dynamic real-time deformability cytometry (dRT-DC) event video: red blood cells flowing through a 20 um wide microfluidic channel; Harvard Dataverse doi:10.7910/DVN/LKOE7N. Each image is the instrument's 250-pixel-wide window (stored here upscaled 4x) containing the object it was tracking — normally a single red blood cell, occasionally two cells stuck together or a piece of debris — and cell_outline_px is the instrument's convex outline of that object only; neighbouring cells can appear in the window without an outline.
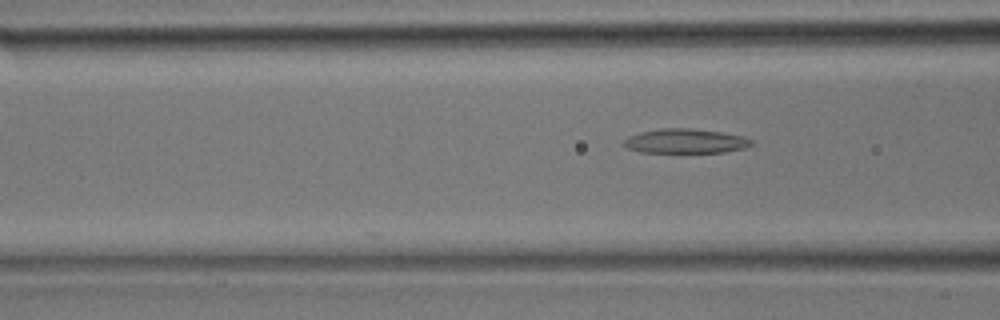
{"species": "common noctule bat (a hibernating species)", "species_latin": "Nyctalus noctula", "temperature_condition": "room temperature", "stored_images_in_passage": 6, "camera_frame_rate_fps": 3000, "um_per_image_px": 0.085, "animal": {"sex": "male", "body_mass_g": 17.9}, "frame": {"image": 1, "passage_image": 6, "time_ms": 1.667, "image_size_px": [1000, 320], "cell_outline_px": [[752, 144], [744, 148], [724, 152], [640, 152], [628, 148], [620, 144], [628, 136], [640, 132], [660, 128], [692, 128], [720, 132], [744, 136], [752, 140]], "centroid_in_image_um": [58.22, 11.98], "position_along_channel_um": 108.4, "area_um2": 18.21}}